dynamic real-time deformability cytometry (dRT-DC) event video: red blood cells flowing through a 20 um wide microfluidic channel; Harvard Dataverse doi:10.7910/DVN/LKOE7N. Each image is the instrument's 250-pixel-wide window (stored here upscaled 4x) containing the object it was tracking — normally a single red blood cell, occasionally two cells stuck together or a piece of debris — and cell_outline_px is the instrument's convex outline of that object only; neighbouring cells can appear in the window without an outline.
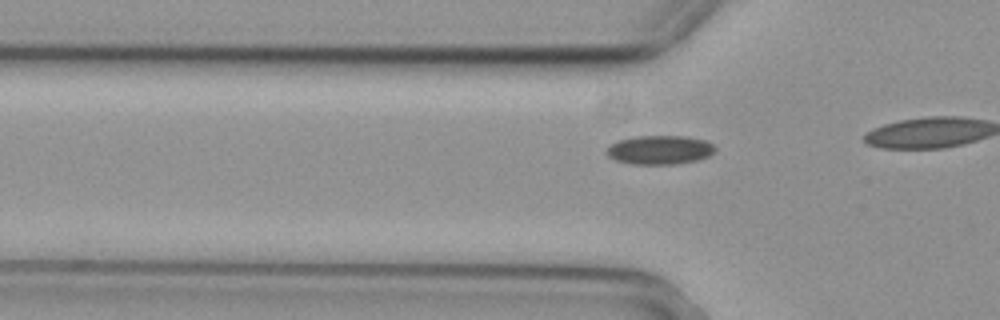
{"species": "common noctule bat (a hibernating species)", "species_latin": "Nyctalus noctula", "temperature_condition": "cold", "stored_images_in_passage": 17, "camera_frame_rate_fps": 3000, "um_per_image_px": 0.085, "animal": {"sex": "female", "body_mass_g": 29.2, "forearm_length_mm": 56.3}, "frame": {"image": 1, "passage_image": 14, "time_ms": 4.333, "image_size_px": [1000, 320], "cell_outline_px": [[716, 148], [708, 156], [696, 160], [676, 164], [632, 164], [616, 160], [608, 156], [604, 152], [608, 144], [616, 140], [636, 136], [684, 136], [704, 140], [712, 144]], "centroid_in_image_um": [56.0, 12.73], "position_along_channel_um": 69.8, "area_um2": 18.38}}